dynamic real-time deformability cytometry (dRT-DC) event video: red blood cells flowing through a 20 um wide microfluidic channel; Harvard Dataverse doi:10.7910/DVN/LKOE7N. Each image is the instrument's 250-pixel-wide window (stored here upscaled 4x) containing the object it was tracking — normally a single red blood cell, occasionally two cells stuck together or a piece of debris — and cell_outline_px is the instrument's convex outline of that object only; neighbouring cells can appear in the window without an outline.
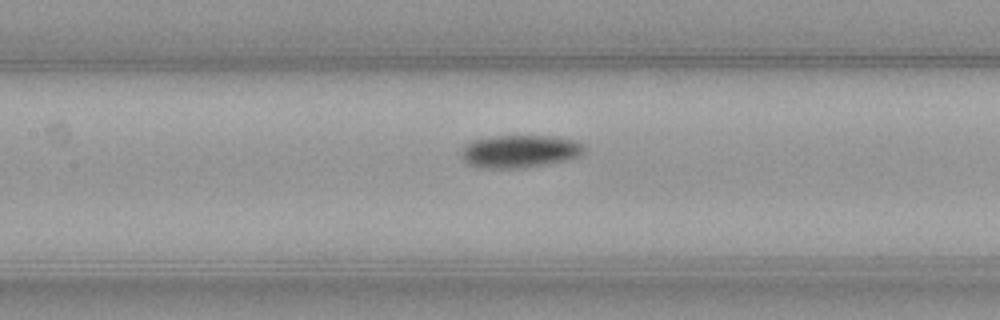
{"species": "common noctule bat (a hibernating species)", "species_latin": "Nyctalus noctula", "temperature_condition": "warm", "stored_images_in_passage": 32, "camera_frame_rate_fps": 3000, "um_per_image_px": 0.085, "animal": {"sex": "female", "body_mass_g": 21.9}, "frame": {"image": 1, "passage_image": 10, "time_ms": 3.0, "image_size_px": [1000, 320], "cell_outline_px": [[584, 152], [580, 156], [564, 160], [524, 168], [480, 168], [468, 164], [460, 156], [460, 152], [464, 144], [472, 140], [488, 136], [552, 136], [572, 140], [580, 144], [584, 148]], "centroid_in_image_um": [44.08, 12.86], "position_along_channel_um": 163.3, "area_um2": 23.47}}
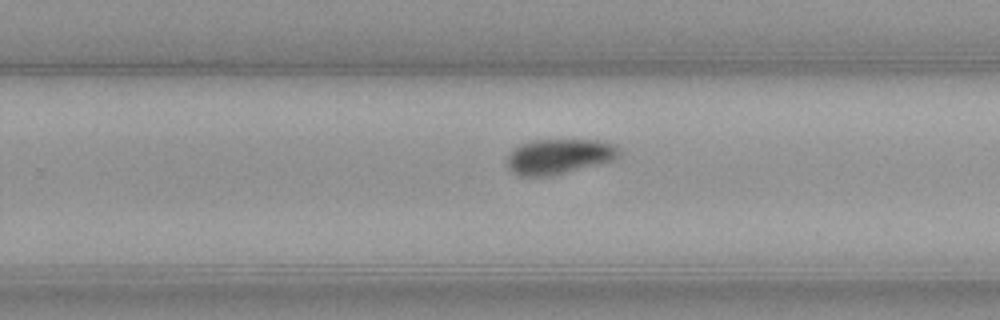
{"frame": {"image": 2, "passage_image": 19, "time_ms": 6.0, "image_size_px": [1000, 320], "cell_outline_px": [[620, 156], [612, 160], [552, 176], [516, 176], [508, 168], [508, 152], [512, 148], [520, 144], [532, 140], [604, 140], [620, 148]], "centroid_in_image_um": [47.49, 13.29], "position_along_channel_um": 282.3, "area_um2": 23.12}}
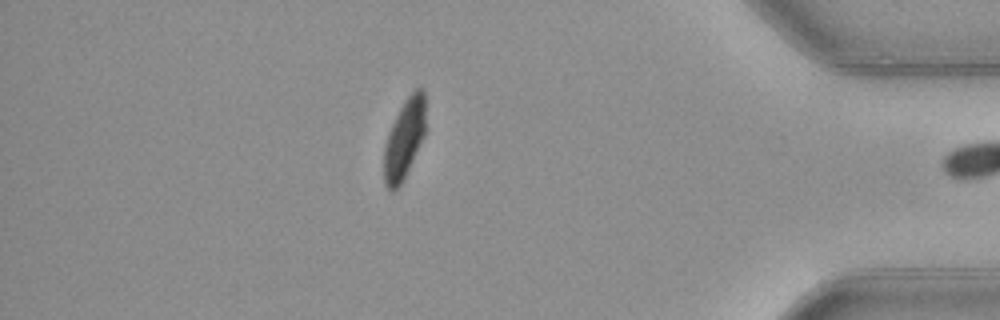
{"frame": {"image": 3, "passage_image": 31, "time_ms": 10.0, "image_size_px": [1000, 320], "cell_outline_px": [[428, 128], [404, 180], [392, 192], [384, 184], [384, 148], [388, 132], [404, 100], [416, 88], [424, 88]], "centroid_in_image_um": [34.42, 11.77], "position_along_channel_um": 400.8, "area_um2": 19.88}, "authors_computed_cell_mechanics": {"area_um2": 23.1489, "velocity_mm_per_s": 3.9889, "shape_relaxation_time_tau1_ms": 4.2899, "shape_relaxation_time_tau2_ms": null, "deformation_change_tau1": 0.1318, "deformation_change_tau2": null}}